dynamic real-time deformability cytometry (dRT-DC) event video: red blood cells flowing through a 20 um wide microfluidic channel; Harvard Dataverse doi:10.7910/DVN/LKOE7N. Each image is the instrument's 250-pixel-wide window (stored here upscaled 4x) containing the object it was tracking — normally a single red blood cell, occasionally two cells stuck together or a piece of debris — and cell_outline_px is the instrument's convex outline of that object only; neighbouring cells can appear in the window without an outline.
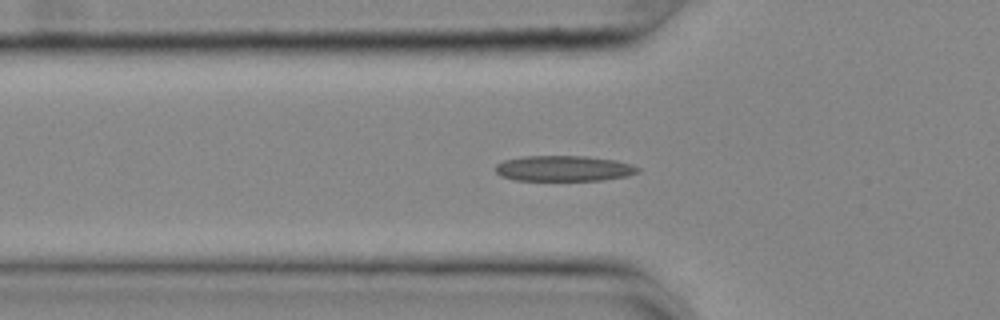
{"species": "common noctule bat (a hibernating species)", "species_latin": "Nyctalus noctula", "temperature_condition": "cold", "stored_images_in_passage": 55, "camera_frame_rate_fps": 3000, "um_per_image_px": 0.085, "animal": {"sex": "female", "body_mass_g": 25.1}, "frame": {"image": 1, "passage_image": 17, "time_ms": 5.333, "image_size_px": [1000, 320], "cell_outline_px": [[640, 172], [628, 176], [604, 180], [516, 180], [500, 176], [496, 172], [496, 164], [504, 160], [520, 156], [584, 156], [616, 160], [632, 164], [640, 168]], "centroid_in_image_um": [47.94, 14.31], "position_along_channel_um": 77.9, "area_um2": 21.39}}
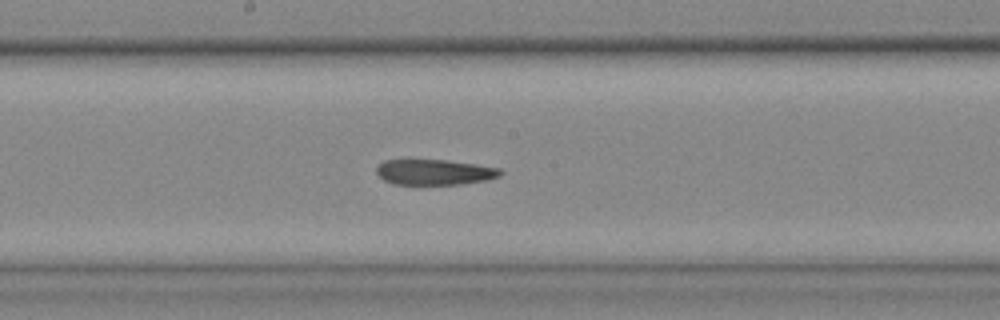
{"frame": {"image": 2, "passage_image": 28, "time_ms": 9.0, "image_size_px": [1000, 320], "cell_outline_px": [[504, 172], [500, 176], [488, 180], [460, 184], [392, 184], [384, 180], [376, 172], [376, 168], [384, 160], [448, 160], [476, 164], [500, 168]], "centroid_in_image_um": [36.97, 14.63], "position_along_channel_um": 211.2, "area_um2": 18.44}}
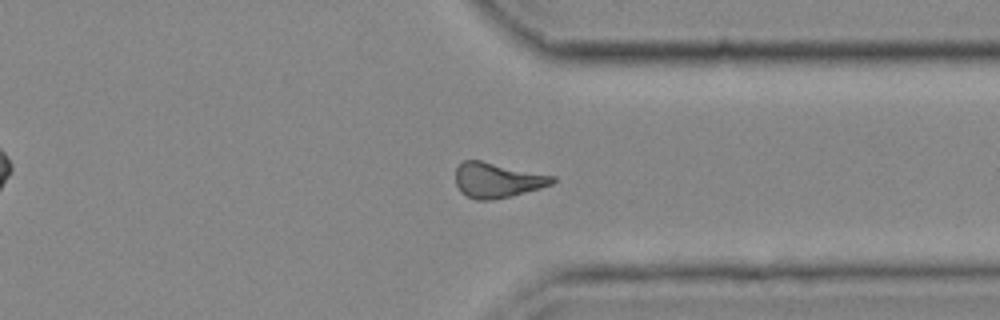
{"frame": {"image": 3, "passage_image": 41, "time_ms": 13.333, "image_size_px": [1000, 320], "cell_outline_px": [[556, 180], [552, 184], [540, 188], [512, 196], [488, 200], [476, 200], [460, 192], [456, 184], [456, 168], [464, 160], [480, 160], [556, 176]], "centroid_in_image_um": [42.27, 15.31], "position_along_channel_um": 369.1, "area_um2": 19.77}}